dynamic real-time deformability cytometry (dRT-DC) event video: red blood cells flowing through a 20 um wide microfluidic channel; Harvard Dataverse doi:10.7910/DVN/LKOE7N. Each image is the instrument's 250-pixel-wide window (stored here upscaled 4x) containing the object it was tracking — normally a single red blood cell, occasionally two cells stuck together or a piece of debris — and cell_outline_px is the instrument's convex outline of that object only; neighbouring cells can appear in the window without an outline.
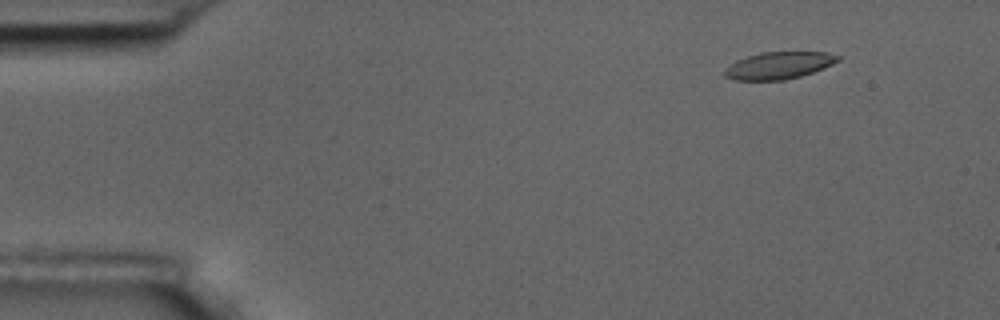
{"species": "common noctule bat (a hibernating species)", "species_latin": "Nyctalus noctula", "temperature_condition": "room temperature", "stored_images_in_passage": 6, "camera_frame_rate_fps": 3000, "um_per_image_px": 0.085, "animal": {"sex": "male", "body_mass_g": 17.5, "forearm_length_mm": 52.3}, "frame": {"image": 1, "passage_image": 2, "time_ms": 1.0, "image_size_px": [1000, 320], "cell_outline_px": [[840, 60], [824, 68], [800, 76], [784, 80], [736, 80], [724, 76], [724, 72], [736, 60], [760, 52], [828, 52], [840, 56]], "centroid_in_image_um": [66.23, 5.56], "position_along_channel_um": 18.8, "area_um2": 17.74}}
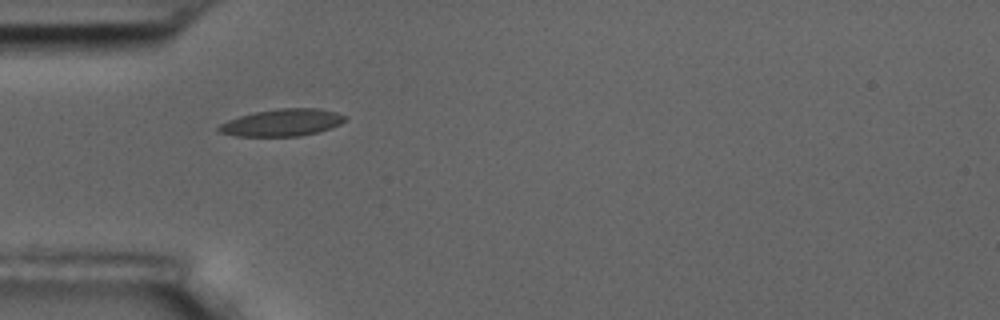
{"frame": {"image": 2, "passage_image": 5, "time_ms": 4.667, "image_size_px": [1000, 320], "cell_outline_px": [[348, 120], [340, 124], [316, 132], [300, 136], [236, 136], [220, 132], [216, 128], [220, 124], [228, 120], [240, 116], [256, 112], [280, 108], [320, 108], [336, 112], [348, 116]], "centroid_in_image_um": [24.02, 10.41], "position_along_channel_um": 61.0, "area_um2": 19.88}}